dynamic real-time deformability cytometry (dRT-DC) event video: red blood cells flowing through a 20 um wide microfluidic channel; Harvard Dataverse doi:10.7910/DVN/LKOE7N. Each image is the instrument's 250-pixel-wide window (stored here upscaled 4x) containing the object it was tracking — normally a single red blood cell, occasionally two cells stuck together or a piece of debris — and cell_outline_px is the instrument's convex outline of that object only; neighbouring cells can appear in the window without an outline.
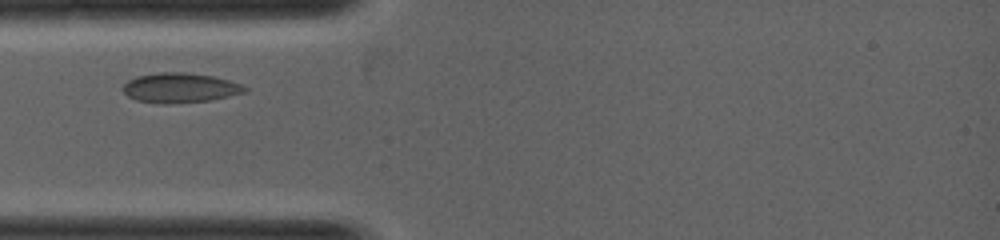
{"species": "common noctule bat (a hibernating species)", "species_latin": "Nyctalus noctula", "temperature_condition": "warm", "stored_images_in_passage": 24, "camera_frame_rate_fps": 5000, "um_per_image_px": 0.085, "animal": {"sex": "female", "body_mass_g": 19.0, "forearm_length_mm": 53.3}, "frame": {"image": 1, "passage_image": 4, "time_ms": 0.6, "image_size_px": [1000, 240], "cell_outline_px": [[248, 92], [212, 100], [168, 104], [164, 104], [136, 100], [128, 96], [120, 88], [128, 80], [136, 76], [160, 72], [184, 72], [212, 76], [228, 80], [240, 84], [248, 88]], "centroid_in_image_um": [15.3, 7.47], "position_along_channel_um": 69.7, "area_um2": 21.27}}
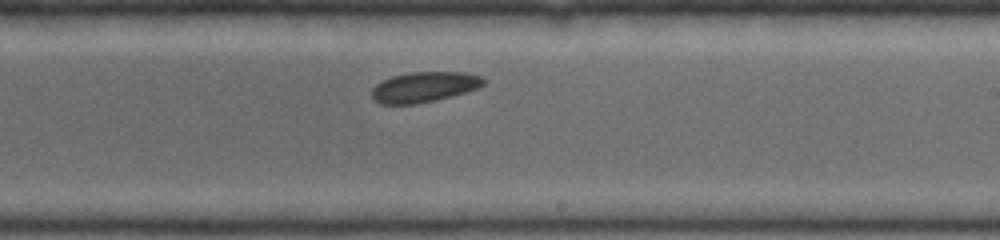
{"frame": {"image": 2, "passage_image": 15, "time_ms": 2.8, "image_size_px": [1000, 240], "cell_outline_px": [[484, 84], [480, 88], [436, 100], [416, 104], [380, 104], [372, 96], [372, 88], [376, 84], [392, 76], [408, 72], [464, 72], [480, 76], [484, 80]], "centroid_in_image_um": [36.06, 7.39], "position_along_channel_um": 252.9, "area_um2": 19.71}}
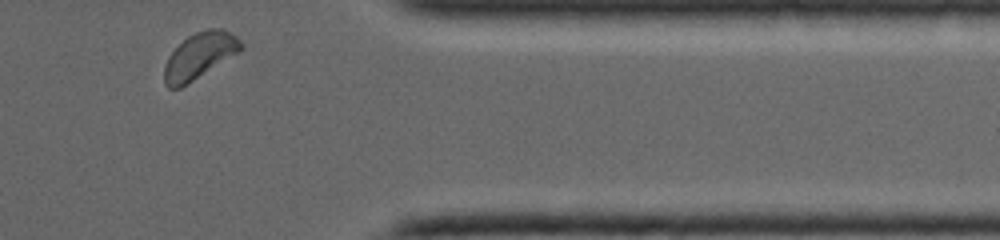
{"frame": {"image": 3, "passage_image": 24, "time_ms": 4.6, "image_size_px": [1000, 240], "cell_outline_px": [[244, 48], [240, 52], [180, 88], [168, 88], [164, 84], [164, 64], [168, 56], [188, 36], [196, 32], [208, 28], [224, 28], [236, 36], [244, 44]], "centroid_in_image_um": [16.98, 4.73], "position_along_channel_um": 394.4, "area_um2": 20.63}}